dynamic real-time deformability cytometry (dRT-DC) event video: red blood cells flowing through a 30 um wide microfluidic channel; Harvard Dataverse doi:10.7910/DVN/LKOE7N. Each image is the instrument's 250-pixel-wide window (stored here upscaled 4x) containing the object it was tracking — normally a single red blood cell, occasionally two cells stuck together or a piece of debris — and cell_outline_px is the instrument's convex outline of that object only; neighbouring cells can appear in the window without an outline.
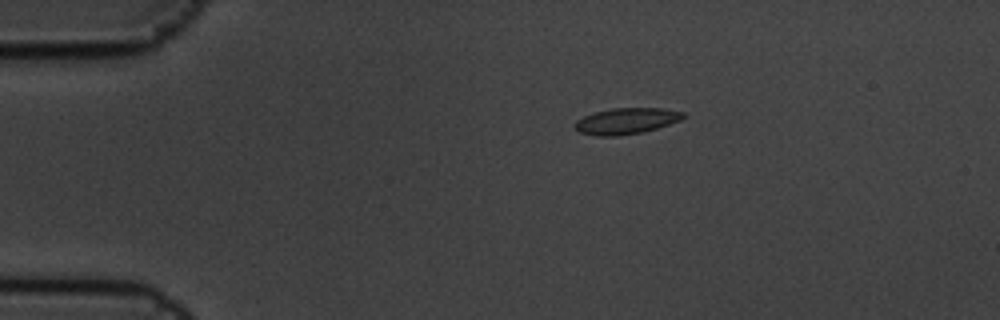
{"species": "common noctule bat (a hibernating species)", "species_latin": "Nyctalus noctula", "temperature_condition": "cold", "stored_images_in_passage": 4, "camera_frame_rate_fps": 3000, "um_per_image_px": 0.085, "animal": {"sex": "male", "body_mass_g": 19.5, "forearm_length_mm": 54.6}, "frame": {"image": 1, "passage_image": 1, "time_ms": 0.0, "image_size_px": [1000, 320], "cell_outline_px": [[688, 116], [680, 120], [644, 132], [616, 136], [596, 136], [580, 132], [576, 128], [576, 120], [592, 112], [612, 108], [664, 108], [684, 112]], "centroid_in_image_um": [53.26, 10.27], "position_along_channel_um": 31.7, "area_um2": 16.53}}
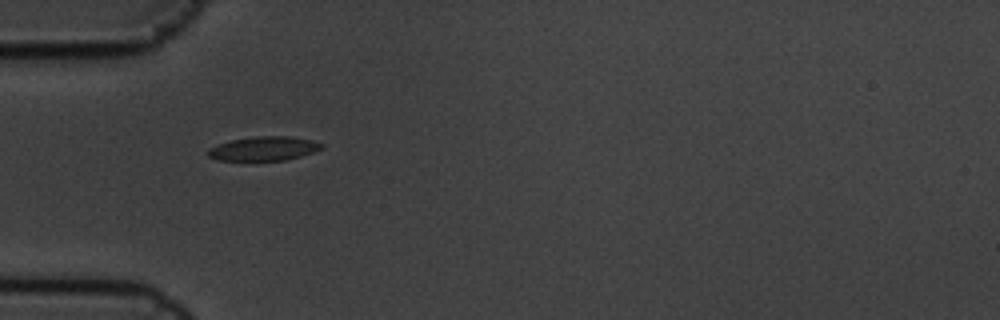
{"frame": {"image": 2, "passage_image": 3, "time_ms": 0.667, "image_size_px": [1000, 320], "cell_outline_px": [[324, 148], [288, 160], [220, 160], [208, 156], [208, 148], [232, 140], [256, 136], [288, 136], [312, 140], [324, 144]], "centroid_in_image_um": [22.46, 12.62], "position_along_channel_um": 62.5, "area_um2": 15.78}}
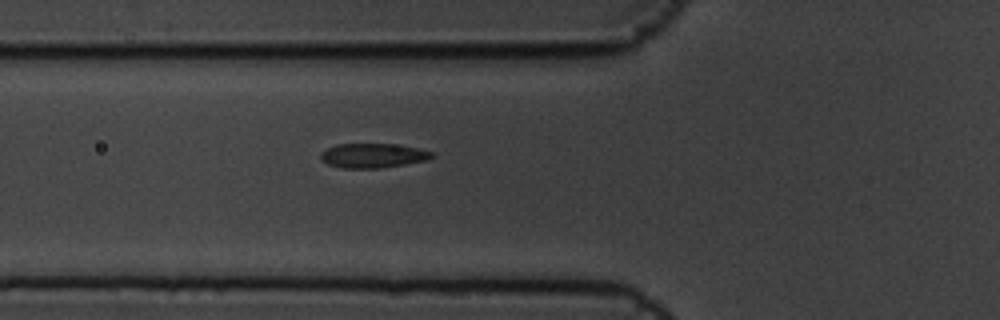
{"frame": {"image": 3, "passage_image": 4, "time_ms": 1.0, "image_size_px": [1000, 320], "cell_outline_px": [[436, 156], [428, 160], [380, 168], [344, 168], [328, 164], [320, 160], [320, 152], [336, 144], [392, 144], [416, 148], [432, 152]], "centroid_in_image_um": [31.68, 13.23], "position_along_channel_um": 94.1, "area_um2": 15.78}}